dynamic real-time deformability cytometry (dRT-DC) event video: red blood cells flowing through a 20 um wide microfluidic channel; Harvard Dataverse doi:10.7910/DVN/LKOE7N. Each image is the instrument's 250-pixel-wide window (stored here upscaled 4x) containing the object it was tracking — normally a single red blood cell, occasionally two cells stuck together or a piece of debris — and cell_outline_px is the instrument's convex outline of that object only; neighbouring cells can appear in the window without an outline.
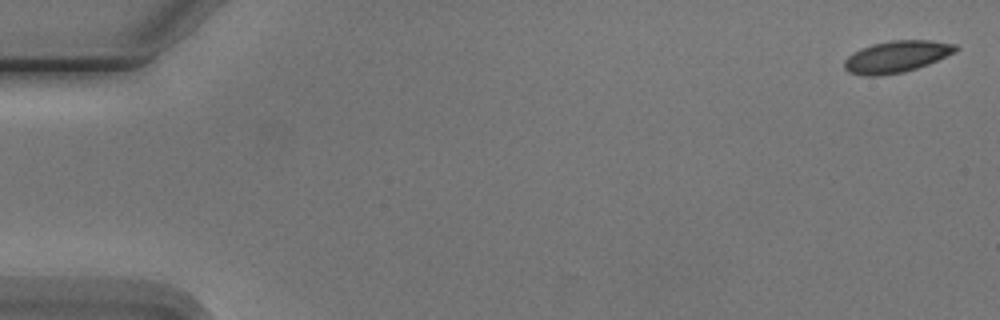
{"species": "Egyptian fruit bat (a non-hibernating species)", "species_latin": "Rousettus aegyptiacus", "temperature_condition": "cold", "stored_images_in_passage": 8, "camera_frame_rate_fps": 3000, "um_per_image_px": 0.085, "animal": {"sex": "male"}, "frame": {"image": 1, "passage_image": 1, "time_ms": 0.0, "image_size_px": [1000, 320], "cell_outline_px": [[960, 48], [956, 52], [928, 64], [904, 72], [880, 76], [864, 76], [848, 72], [844, 68], [844, 60], [852, 52], [860, 48], [872, 44], [892, 40], [932, 40], [956, 44]], "centroid_in_image_um": [76.2, 4.81], "position_along_channel_um": 8.8, "area_um2": 20.81}}
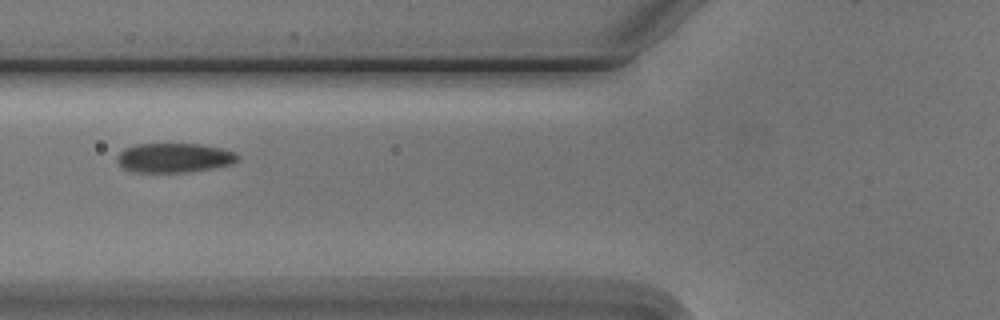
{"frame": {"image": 2, "passage_image": 7, "time_ms": 6.667, "image_size_px": [1000, 320], "cell_outline_px": [[240, 160], [232, 164], [212, 168], [188, 172], [132, 172], [124, 168], [116, 160], [116, 156], [124, 148], [136, 144], [200, 144], [220, 148], [236, 152], [240, 156]], "centroid_in_image_um": [14.82, 13.41], "position_along_channel_um": 111.0, "area_um2": 20.81}}
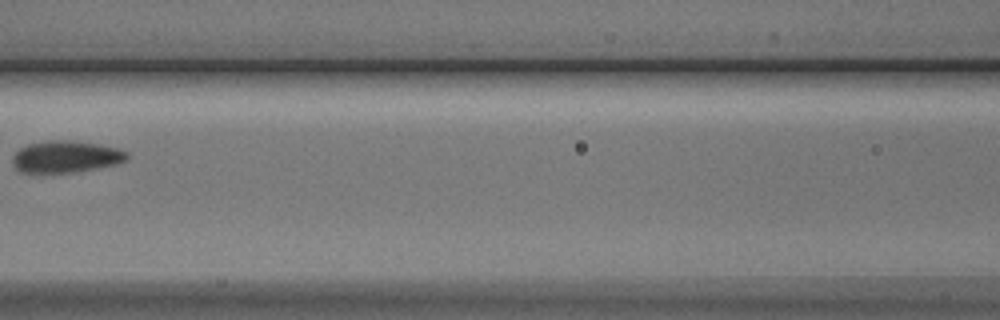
{"frame": {"image": 3, "passage_image": 8, "time_ms": 8.0, "image_size_px": [1000, 320], "cell_outline_px": [[128, 160], [116, 164], [72, 172], [20, 172], [12, 164], [12, 156], [20, 148], [28, 144], [48, 140], [72, 140], [120, 148], [128, 152]], "centroid_in_image_um": [5.6, 13.3], "position_along_channel_um": 161.0, "area_um2": 21.15}}